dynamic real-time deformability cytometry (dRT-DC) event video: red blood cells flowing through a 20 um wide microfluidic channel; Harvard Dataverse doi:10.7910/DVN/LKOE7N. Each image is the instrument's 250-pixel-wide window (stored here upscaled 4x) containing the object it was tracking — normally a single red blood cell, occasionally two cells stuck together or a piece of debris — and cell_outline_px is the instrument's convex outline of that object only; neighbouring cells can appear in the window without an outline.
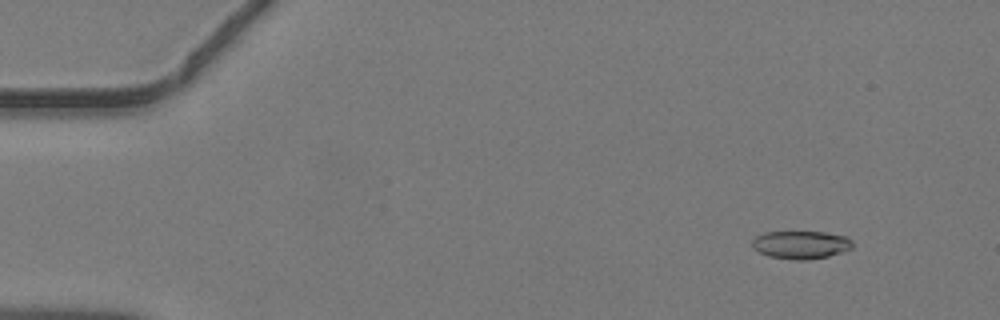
{"species": "common noctule bat (a hibernating species)", "species_latin": "Nyctalus noctula", "temperature_condition": "warm", "stored_images_in_passage": 45, "camera_frame_rate_fps": 3000, "um_per_image_px": 0.085, "animal": {"sex": "male", "body_mass_g": 19.2, "forearm_length_mm": 51.8}, "frame": {"image": 1, "passage_image": 4, "time_ms": 1.0, "image_size_px": [1000, 320], "cell_outline_px": [[852, 248], [828, 256], [808, 260], [796, 260], [768, 256], [752, 248], [752, 240], [756, 236], [764, 232], [824, 232], [848, 236], [852, 240]], "centroid_in_image_um": [68.07, 20.8], "position_along_channel_um": 16.9, "area_um2": 16.42}}
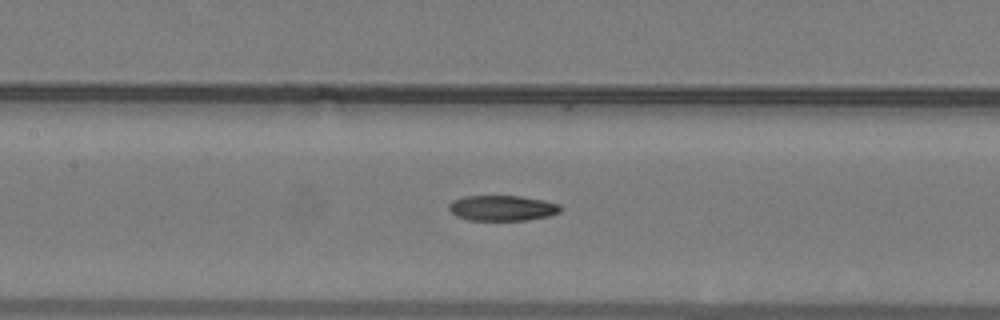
{"frame": {"image": 2, "passage_image": 21, "time_ms": 6.667, "image_size_px": [1000, 320], "cell_outline_px": [[560, 212], [548, 216], [528, 220], [468, 220], [456, 216], [448, 208], [448, 204], [452, 200], [464, 196], [520, 196], [544, 200], [560, 204]], "centroid_in_image_um": [42.67, 17.68], "position_along_channel_um": 164.7, "area_um2": 16.59}}
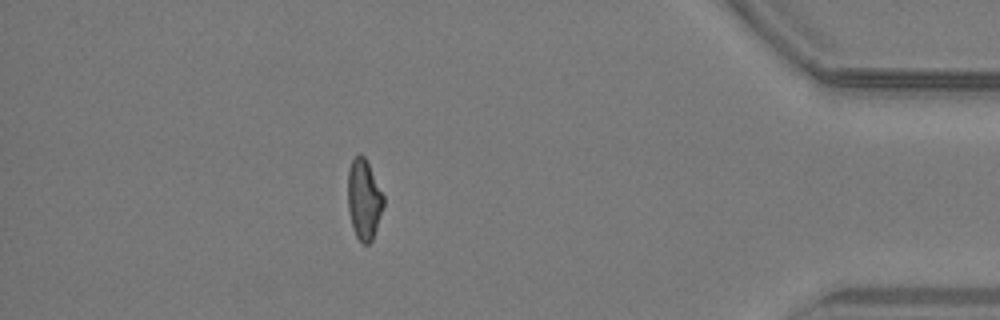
{"frame": {"image": 3, "passage_image": 40, "time_ms": 13.0, "image_size_px": [1000, 320], "cell_outline_px": [[384, 204], [372, 240], [368, 244], [364, 244], [356, 236], [352, 228], [348, 212], [348, 172], [352, 160], [360, 152], [364, 156], [384, 196]], "centroid_in_image_um": [30.92, 16.96], "position_along_channel_um": 404.3, "area_um2": 16.53}}